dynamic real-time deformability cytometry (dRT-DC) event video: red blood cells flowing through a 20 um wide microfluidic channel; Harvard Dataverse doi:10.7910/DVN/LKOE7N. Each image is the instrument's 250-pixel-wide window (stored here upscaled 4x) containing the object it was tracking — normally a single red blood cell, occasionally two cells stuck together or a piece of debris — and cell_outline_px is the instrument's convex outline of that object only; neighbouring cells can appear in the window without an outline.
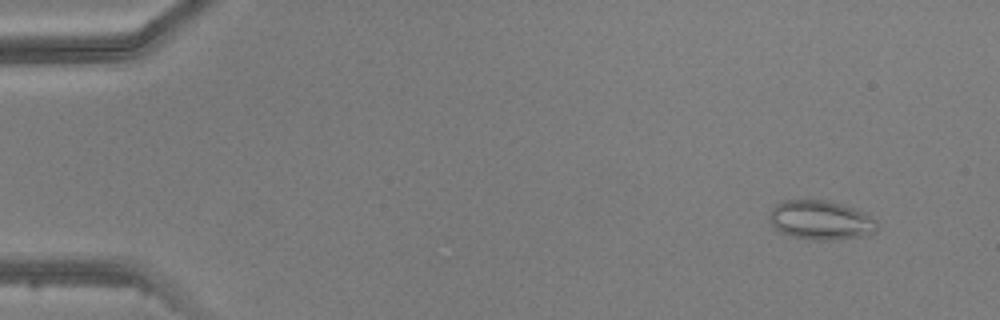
{"species": "common noctule bat (a hibernating species)", "species_latin": "Nyctalus noctula", "temperature_condition": "warm", "stored_images_in_passage": 4, "camera_frame_rate_fps": 3000, "um_per_image_px": 0.085, "animal": {"sex": "male", "body_mass_g": 20.5, "forearm_length_mm": 52.5}, "frame": {"image": 1, "passage_image": 2, "time_ms": 1.333, "image_size_px": [1000, 320], "cell_outline_px": [[876, 232], [860, 236], [832, 240], [808, 240], [792, 236], [780, 232], [768, 220], [768, 216], [772, 208], [780, 200], [828, 200], [864, 212], [876, 220]], "centroid_in_image_um": [69.71, 18.71], "position_along_channel_um": 15.3, "area_um2": 24.62}}